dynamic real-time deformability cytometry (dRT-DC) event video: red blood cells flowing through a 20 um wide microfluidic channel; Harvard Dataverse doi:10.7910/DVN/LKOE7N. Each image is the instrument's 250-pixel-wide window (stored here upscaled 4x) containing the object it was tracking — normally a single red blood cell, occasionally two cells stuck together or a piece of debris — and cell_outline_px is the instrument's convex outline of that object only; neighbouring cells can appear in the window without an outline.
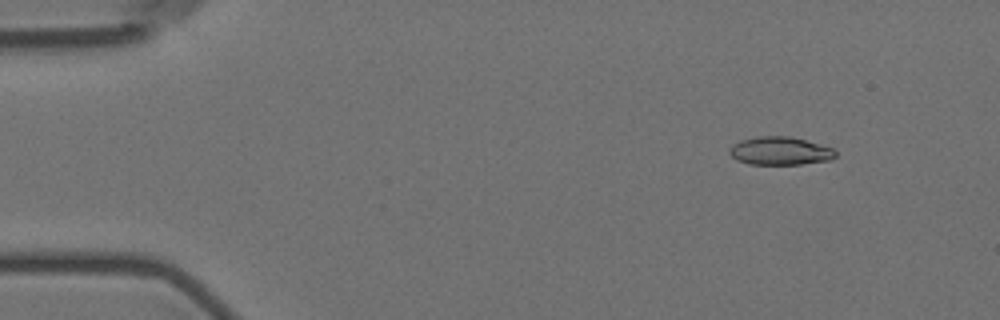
{"species": "Egyptian fruit bat (a non-hibernating species)", "species_latin": "Rousettus aegyptiacus", "temperature_condition": "room temperature", "stored_images_in_passage": 5, "camera_frame_rate_fps": 3000, "um_per_image_px": 0.085, "animal": {"sex": "female"}, "frame": {"image": 1, "passage_image": 2, "time_ms": 1.333, "image_size_px": [1000, 320], "cell_outline_px": [[836, 156], [828, 160], [800, 164], [748, 164], [736, 160], [728, 152], [732, 144], [740, 140], [756, 136], [788, 136], [804, 140], [832, 148], [836, 152]], "centroid_in_image_um": [66.24, 12.82], "position_along_channel_um": 18.8, "area_um2": 17.28}}
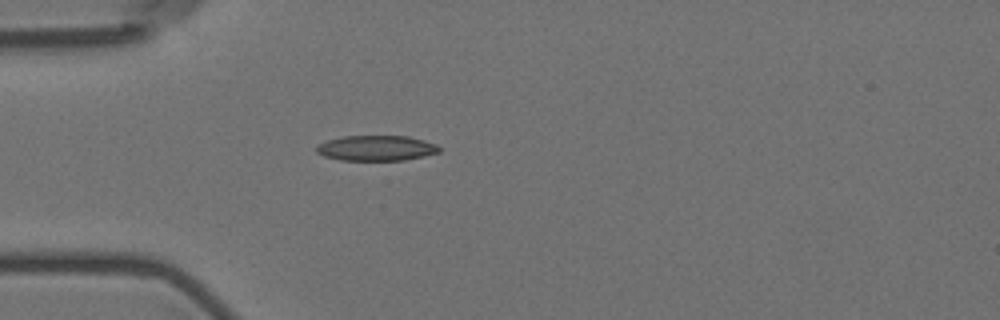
{"frame": {"image": 2, "passage_image": 5, "time_ms": 4.667, "image_size_px": [1000, 320], "cell_outline_px": [[440, 152], [424, 156], [404, 160], [340, 160], [324, 156], [316, 152], [316, 144], [328, 140], [344, 136], [408, 136], [424, 140], [436, 144], [440, 148]], "centroid_in_image_um": [31.98, 12.59], "position_along_channel_um": 53.0, "area_um2": 18.15}}